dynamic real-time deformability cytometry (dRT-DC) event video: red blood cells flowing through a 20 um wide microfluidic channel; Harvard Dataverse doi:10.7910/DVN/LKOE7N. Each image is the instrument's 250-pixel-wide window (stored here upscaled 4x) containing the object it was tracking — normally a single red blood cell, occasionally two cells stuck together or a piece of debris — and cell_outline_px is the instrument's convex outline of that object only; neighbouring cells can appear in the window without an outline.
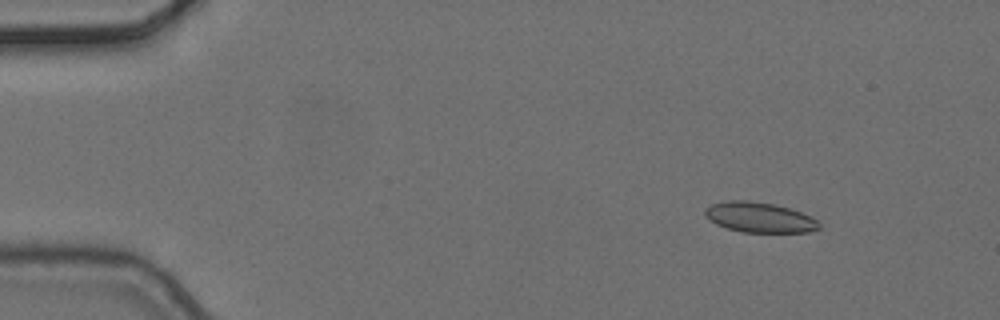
{"species": "common noctule bat (a hibernating species)", "species_latin": "Nyctalus noctula", "temperature_condition": "cold", "stored_images_in_passage": 5, "camera_frame_rate_fps": 3000, "um_per_image_px": 0.085, "animal": {"sex": "female", "body_mass_g": 24.6, "forearm_length_mm": 56.2}, "frame": {"image": 1, "passage_image": 2, "time_ms": 0.333, "image_size_px": [1000, 320], "cell_outline_px": [[820, 228], [808, 232], [744, 232], [728, 228], [716, 224], [708, 220], [704, 216], [704, 208], [712, 204], [728, 200], [748, 200], [772, 204], [792, 208], [812, 216], [820, 224]], "centroid_in_image_um": [64.54, 18.47], "position_along_channel_um": 20.5, "area_um2": 20.23}}
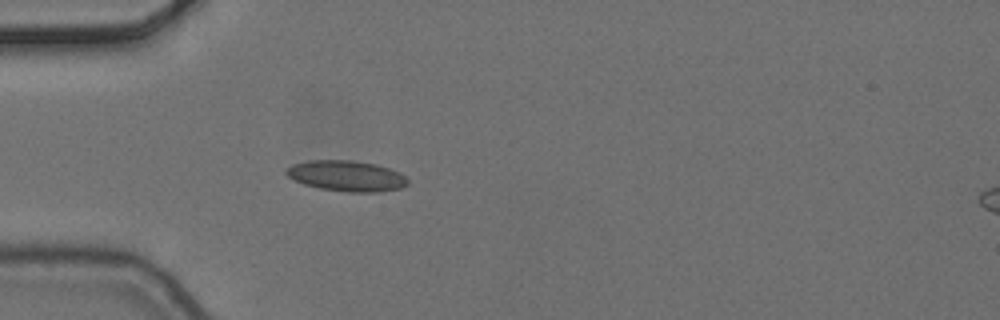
{"frame": {"image": 2, "passage_image": 5, "time_ms": 1.333, "image_size_px": [1000, 320], "cell_outline_px": [[408, 184], [400, 188], [380, 192], [348, 192], [320, 188], [304, 184], [288, 176], [284, 172], [292, 164], [308, 160], [352, 160], [376, 164], [400, 172], [408, 180]], "centroid_in_image_um": [29.47, 14.95], "position_along_channel_um": 55.5, "area_um2": 21.68}}